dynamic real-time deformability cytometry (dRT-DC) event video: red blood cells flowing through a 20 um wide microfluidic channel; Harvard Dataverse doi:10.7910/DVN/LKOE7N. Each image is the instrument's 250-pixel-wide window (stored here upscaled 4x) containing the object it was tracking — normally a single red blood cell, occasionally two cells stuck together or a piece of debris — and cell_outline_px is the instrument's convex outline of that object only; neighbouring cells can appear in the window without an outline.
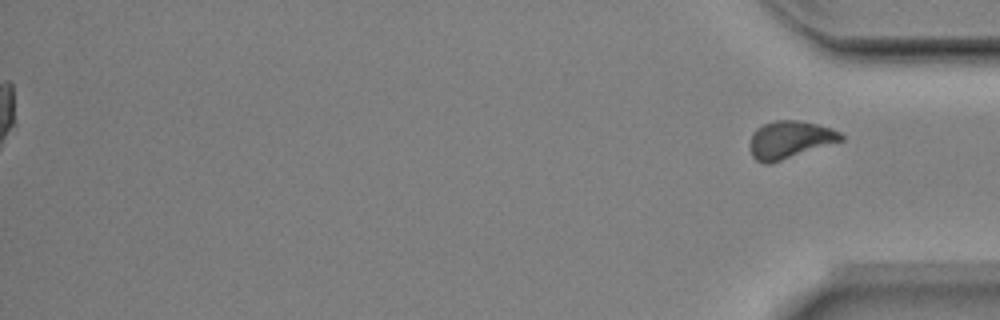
{"species": "Egyptian fruit bat (a non-hibernating species)", "species_latin": "Rousettus aegyptiacus", "temperature_condition": "room temperature", "stored_images_in_passage": 53, "segment_of_instrument_passage": [2, 2], "camera_frame_rate_fps": 3000, "um_per_image_px": 0.085, "animal": {"sex": "male"}, "frame": {"image": 1, "passage_image": 53, "time_ms": 17.333, "image_size_px": [1000, 320], "cell_outline_px": [[844, 140], [768, 164], [764, 164], [756, 160], [752, 156], [748, 144], [752, 132], [756, 128], [764, 124], [776, 120], [796, 120], [816, 124], [832, 128], [840, 132], [844, 136]], "centroid_in_image_um": [67.1, 11.87], "position_along_channel_um": 368.1, "area_um2": 19.94}}